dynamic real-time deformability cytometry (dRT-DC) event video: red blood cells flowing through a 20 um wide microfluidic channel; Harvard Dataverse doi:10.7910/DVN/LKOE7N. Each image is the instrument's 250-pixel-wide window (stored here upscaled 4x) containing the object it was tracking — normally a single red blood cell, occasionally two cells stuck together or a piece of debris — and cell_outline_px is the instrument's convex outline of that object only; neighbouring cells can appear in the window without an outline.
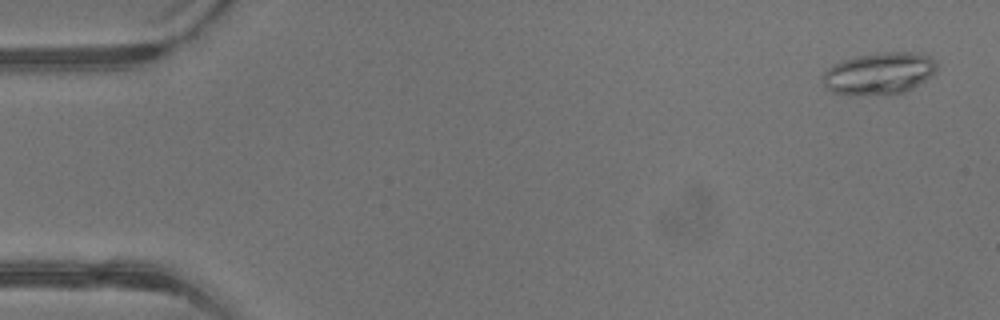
{"species": "common noctule bat (a hibernating species)", "species_latin": "Nyctalus noctula", "temperature_condition": "warm", "stored_images_in_passage": 42, "camera_frame_rate_fps": 3000, "um_per_image_px": 0.085, "animal": {"sex": "male", "body_mass_g": 13.3}, "frame": {"image": 1, "passage_image": 2, "time_ms": 0.333, "image_size_px": [1000, 320], "cell_outline_px": [[936, 68], [924, 80], [912, 88], [904, 92], [888, 96], [856, 96], [832, 92], [824, 88], [824, 72], [832, 64], [856, 56], [880, 52], [920, 52], [928, 56], [936, 64]], "centroid_in_image_um": [74.67, 6.27], "position_along_channel_um": 10.3, "area_um2": 28.15}}
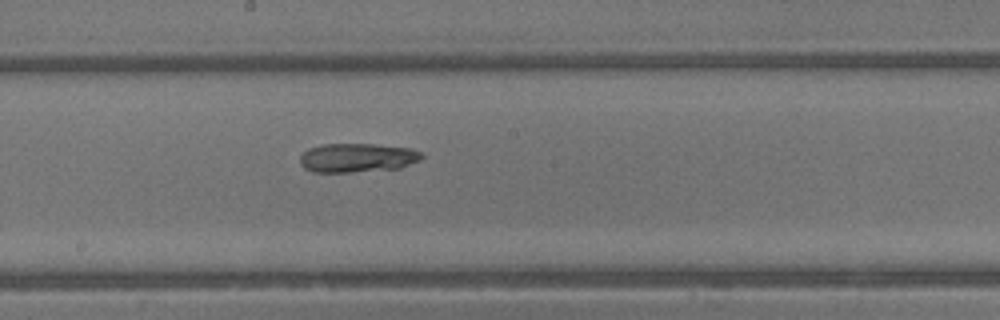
{"frame": {"image": 2, "passage_image": 23, "time_ms": 7.333, "image_size_px": [1000, 320], "cell_outline_px": [[424, 156], [420, 160], [400, 168], [352, 172], [312, 172], [304, 168], [300, 164], [300, 156], [308, 148], [324, 144], [372, 144], [412, 148], [420, 152]], "centroid_in_image_um": [30.36, 13.41], "position_along_channel_um": 217.8, "area_um2": 20.63}}
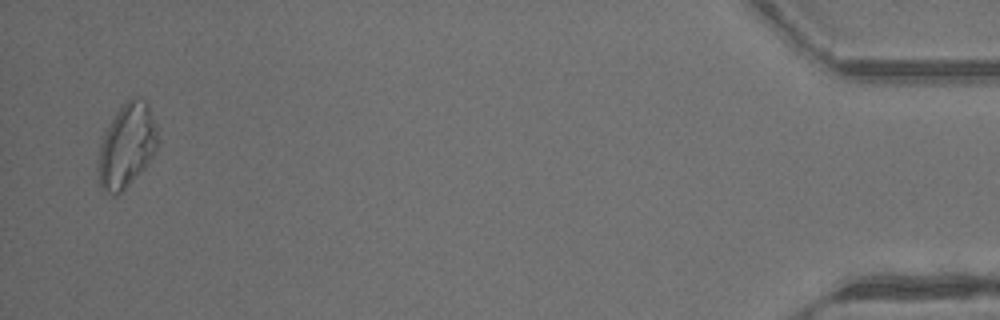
{"frame": {"image": 3, "passage_image": 41, "time_ms": 13.333, "image_size_px": [1000, 320], "cell_outline_px": [[160, 140], [152, 156], [144, 168], [116, 196], [112, 196], [100, 184], [96, 168], [100, 136], [116, 112], [132, 96], [136, 96], [144, 100], [148, 104], [156, 124]], "centroid_in_image_um": [10.75, 12.35], "position_along_channel_um": 424.5, "area_um2": 29.42}, "authors_computed_cell_mechanics": {"area_um2": 22.1085, "velocity_mm_per_s": 4.9423, "shape_relaxation_time_tau1_ms": null, "shape_relaxation_time_tau2_ms": 6.911, "deformation_change_tau1": null, "deformation_change_tau2": 0.1727}}